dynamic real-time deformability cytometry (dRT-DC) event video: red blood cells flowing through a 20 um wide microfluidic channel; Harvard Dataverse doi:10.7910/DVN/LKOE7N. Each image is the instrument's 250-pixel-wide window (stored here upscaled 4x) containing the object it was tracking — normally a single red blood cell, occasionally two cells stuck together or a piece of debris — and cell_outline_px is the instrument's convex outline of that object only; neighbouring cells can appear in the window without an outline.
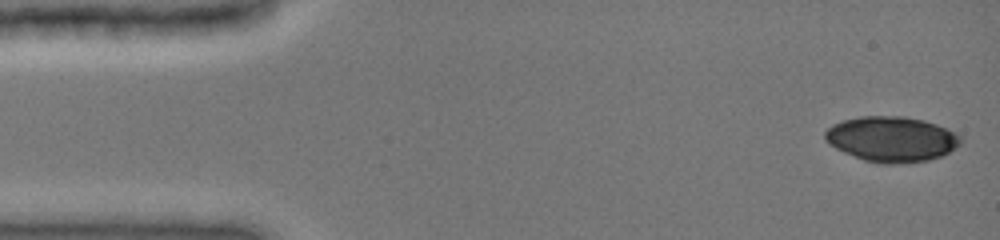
{"species": "common noctule bat (a hibernating species)", "species_latin": "Nyctalus noctula", "temperature_condition": "cold", "stored_images_in_passage": 26, "camera_frame_rate_fps": 3000, "um_per_image_px": 0.085, "animal": {"sex": "female", "body_mass_g": 19.0, "forearm_length_mm": 51.5}, "frame": {"image": 1, "passage_image": 1, "time_ms": 0.0, "image_size_px": [1000, 240], "cell_outline_px": [[960, 144], [956, 148], [940, 156], [928, 160], [892, 164], [880, 164], [864, 160], [844, 152], [828, 144], [824, 140], [824, 132], [832, 124], [844, 120], [860, 116], [904, 116], [924, 120], [948, 128], [960, 136]], "centroid_in_image_um": [75.76, 11.81], "position_along_channel_um": 9.2, "area_um2": 35.84}}